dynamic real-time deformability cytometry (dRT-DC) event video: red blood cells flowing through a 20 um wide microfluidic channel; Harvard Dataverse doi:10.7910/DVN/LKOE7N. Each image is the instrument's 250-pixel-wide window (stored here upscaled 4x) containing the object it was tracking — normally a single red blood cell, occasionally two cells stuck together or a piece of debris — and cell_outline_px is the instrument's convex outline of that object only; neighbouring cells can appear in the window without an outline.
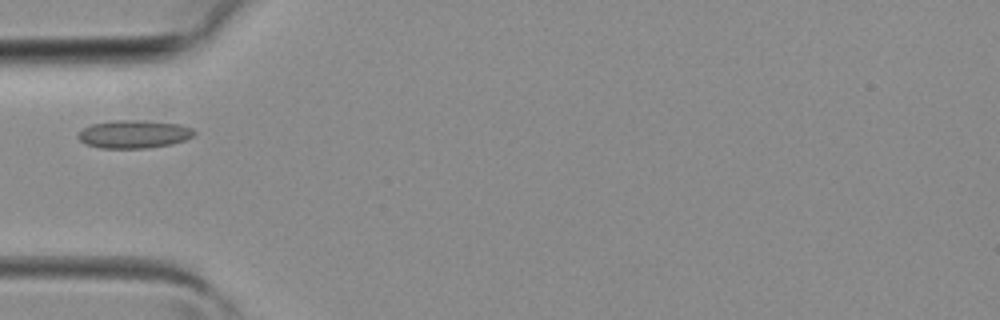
{"species": "common noctule bat (a hibernating species)", "species_latin": "Nyctalus noctula", "temperature_condition": "room temperature", "stored_images_in_passage": 2, "camera_frame_rate_fps": 3000, "um_per_image_px": 0.085, "animal": {"sex": "female", "body_mass_g": 19.3, "forearm_length_mm": 54.1}, "frame": {"image": 1, "passage_image": 2, "time_ms": 0.333, "image_size_px": [1000, 320], "cell_outline_px": [[196, 132], [192, 136], [184, 140], [172, 144], [148, 148], [100, 148], [84, 144], [76, 136], [76, 132], [92, 124], [112, 120], [136, 120], [180, 124], [192, 128]], "centroid_in_image_um": [11.34, 11.41], "position_along_channel_um": 73.7, "area_um2": 19.07}}